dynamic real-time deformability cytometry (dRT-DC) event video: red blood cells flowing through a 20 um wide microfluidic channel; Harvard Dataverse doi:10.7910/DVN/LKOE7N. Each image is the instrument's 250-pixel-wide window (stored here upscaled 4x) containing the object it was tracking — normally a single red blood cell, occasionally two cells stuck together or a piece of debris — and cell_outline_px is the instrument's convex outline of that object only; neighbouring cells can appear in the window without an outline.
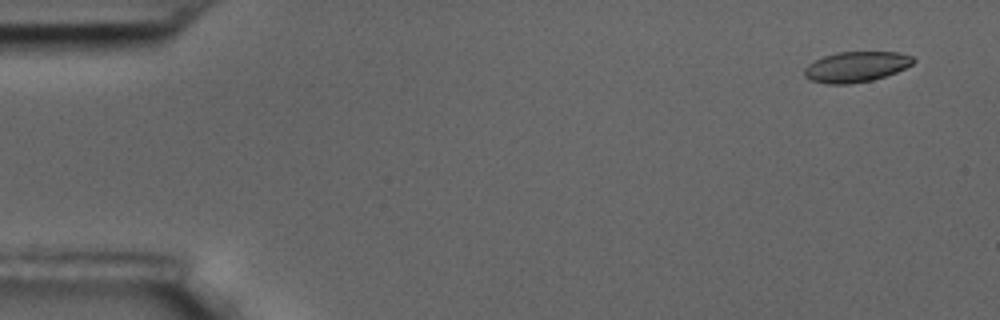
{"species": "common noctule bat (a hibernating species)", "species_latin": "Nyctalus noctula", "temperature_condition": "room temperature", "stored_images_in_passage": 4, "camera_frame_rate_fps": 3000, "um_per_image_px": 0.085, "animal": {"sex": "male", "body_mass_g": 17.5, "forearm_length_mm": 52.3}, "frame": {"image": 1, "passage_image": 1, "time_ms": 0.0, "image_size_px": [1000, 320], "cell_outline_px": [[916, 60], [912, 64], [896, 72], [872, 80], [848, 84], [828, 84], [812, 80], [804, 76], [804, 68], [808, 64], [824, 56], [836, 52], [896, 52], [912, 56]], "centroid_in_image_um": [72.76, 5.67], "position_along_channel_um": 12.2, "area_um2": 19.19}}